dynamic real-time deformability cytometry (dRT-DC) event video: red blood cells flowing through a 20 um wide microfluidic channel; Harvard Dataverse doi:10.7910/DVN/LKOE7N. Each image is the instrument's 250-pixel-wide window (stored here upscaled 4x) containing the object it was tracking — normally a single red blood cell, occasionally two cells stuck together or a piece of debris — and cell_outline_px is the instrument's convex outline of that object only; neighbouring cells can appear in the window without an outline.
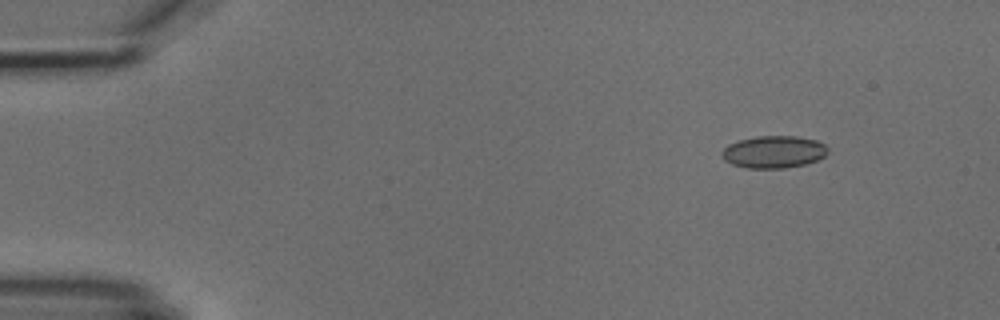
{"species": "common noctule bat (a hibernating species)", "species_latin": "Nyctalus noctula", "temperature_condition": "cold", "stored_images_in_passage": 6, "segment_of_instrument_passage": [1, 2], "camera_frame_rate_fps": 3000, "um_per_image_px": 0.085, "animal": {"sex": "male", "body_mass_g": 18.8}, "frame": {"image": 1, "passage_image": 2, "time_ms": 1.333, "image_size_px": [1000, 320], "cell_outline_px": [[828, 152], [824, 156], [816, 160], [804, 164], [784, 168], [748, 168], [732, 164], [724, 160], [720, 152], [728, 144], [740, 140], [756, 136], [796, 136], [816, 140], [824, 144], [828, 148]], "centroid_in_image_um": [65.75, 12.91], "position_along_channel_um": 19.3, "area_um2": 19.88}}
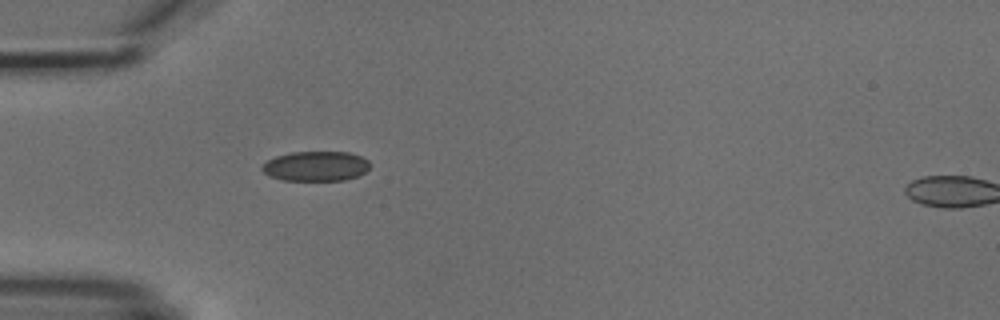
{"frame": {"image": 2, "passage_image": 5, "time_ms": 4.667, "image_size_px": [1000, 320], "cell_outline_px": [[368, 168], [364, 172], [356, 176], [344, 180], [284, 180], [268, 176], [260, 168], [268, 160], [276, 156], [292, 152], [348, 152], [360, 156], [368, 160]], "centroid_in_image_um": [26.82, 14.12], "position_along_channel_um": 58.2, "area_um2": 18.55}}